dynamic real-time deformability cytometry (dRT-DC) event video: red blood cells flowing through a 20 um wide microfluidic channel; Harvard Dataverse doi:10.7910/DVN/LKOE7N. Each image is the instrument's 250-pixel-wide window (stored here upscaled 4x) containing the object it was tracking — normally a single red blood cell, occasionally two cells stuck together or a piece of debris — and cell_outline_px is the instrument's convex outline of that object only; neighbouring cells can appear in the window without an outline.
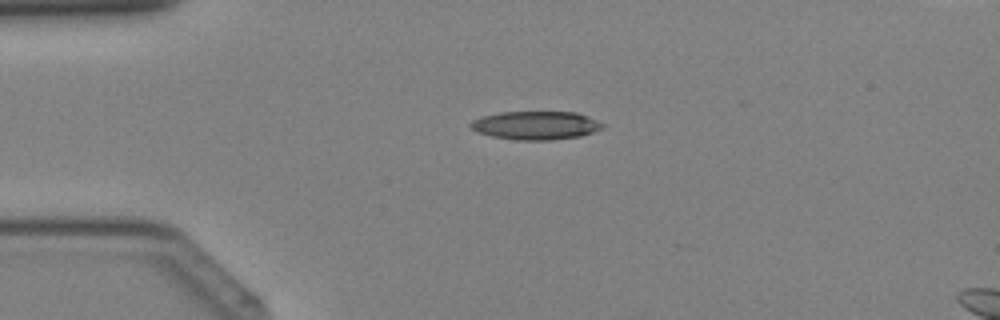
{"species": "Egyptian fruit bat (a non-hibernating species)", "species_latin": "Rousettus aegyptiacus", "temperature_condition": "cold", "stored_images_in_passage": 34, "camera_frame_rate_fps": 3000, "um_per_image_px": 0.085, "animal": {"sex": "female"}, "frame": {"image": 1, "passage_image": 7, "time_ms": 2.0, "image_size_px": [1000, 320], "cell_outline_px": [[604, 128], [580, 136], [548, 140], [516, 140], [492, 136], [476, 132], [468, 124], [472, 120], [480, 116], [500, 112], [576, 112], [588, 116], [604, 124]], "centroid_in_image_um": [45.51, 10.65], "position_along_channel_um": 39.5, "area_um2": 21.91}}
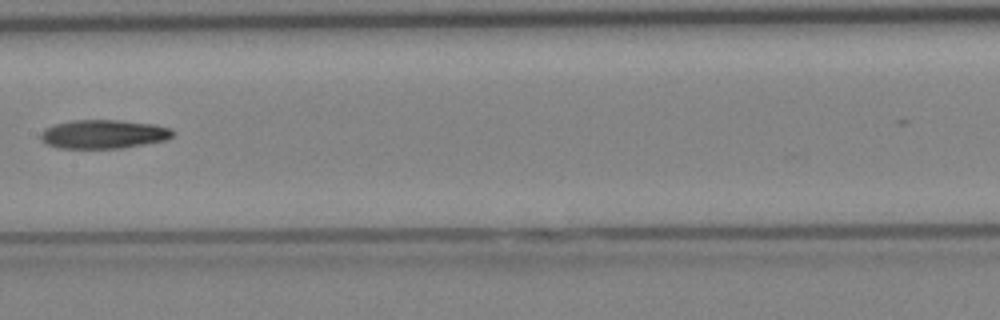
{"frame": {"image": 2, "passage_image": 18, "time_ms": 5.667, "image_size_px": [1000, 320], "cell_outline_px": [[176, 132], [172, 136], [164, 140], [144, 144], [120, 148], [56, 148], [44, 144], [40, 140], [40, 132], [44, 128], [52, 124], [72, 120], [120, 120], [156, 124], [168, 128]], "centroid_in_image_um": [8.72, 11.4], "position_along_channel_um": 198.7, "area_um2": 22.43}}
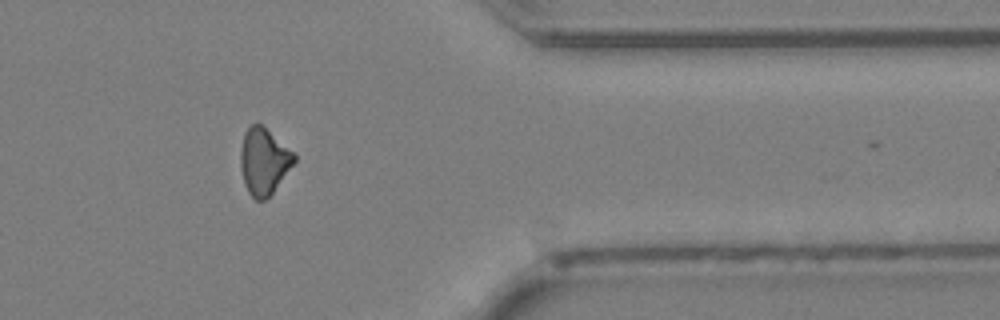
{"frame": {"image": 3, "passage_image": 30, "time_ms": 9.667, "image_size_px": [1000, 320], "cell_outline_px": [[296, 160], [272, 192], [264, 200], [256, 200], [248, 192], [244, 184], [240, 168], [240, 152], [244, 132], [252, 124], [260, 124], [296, 152]], "centroid_in_image_um": [22.42, 13.69], "position_along_channel_um": 389.0, "area_um2": 20.69}}